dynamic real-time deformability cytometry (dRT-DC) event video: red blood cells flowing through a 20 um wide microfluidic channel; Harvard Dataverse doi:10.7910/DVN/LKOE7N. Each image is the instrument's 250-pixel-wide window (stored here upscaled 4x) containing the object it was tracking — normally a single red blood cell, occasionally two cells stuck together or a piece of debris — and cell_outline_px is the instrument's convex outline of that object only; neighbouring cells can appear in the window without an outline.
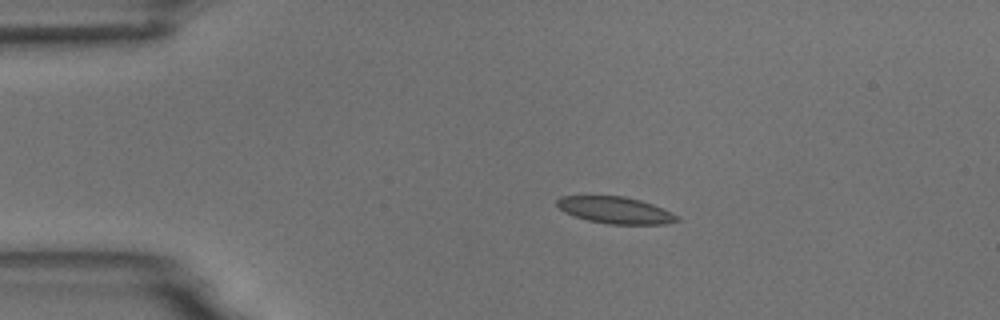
{"species": "common noctule bat (a hibernating species)", "species_latin": "Nyctalus noctula", "temperature_condition": "room temperature", "stored_images_in_passage": 9, "camera_frame_rate_fps": 3000, "um_per_image_px": 0.085, "animal": {"sex": "male", "body_mass_g": 18.8}, "frame": {"image": 1, "passage_image": 3, "time_ms": 2.333, "image_size_px": [1000, 320], "cell_outline_px": [[680, 220], [668, 224], [608, 224], [588, 220], [564, 212], [556, 204], [556, 200], [560, 196], [624, 196], [640, 200], [652, 204], [672, 212], [680, 216]], "centroid_in_image_um": [52.34, 17.87], "position_along_channel_um": 32.7, "area_um2": 18.73}}
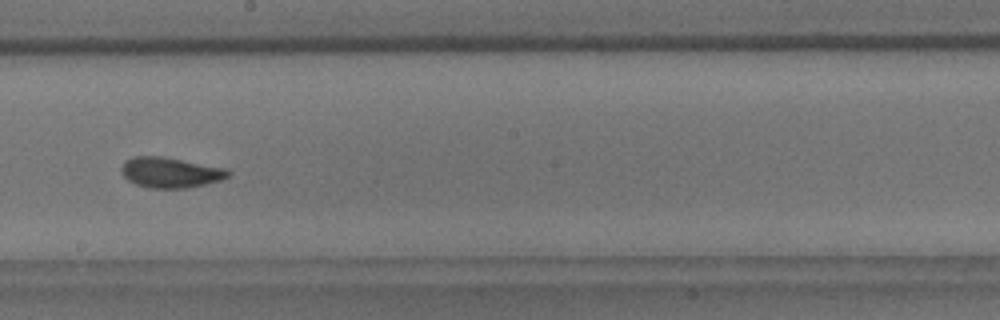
{"frame": {"image": 2, "passage_image": 9, "time_ms": 9.0, "image_size_px": [1000, 320], "cell_outline_px": [[232, 172], [228, 176], [220, 180], [204, 184], [184, 188], [152, 188], [136, 184], [128, 180], [124, 176], [120, 168], [132, 156], [160, 156], [228, 168]], "centroid_in_image_um": [14.51, 14.65], "position_along_channel_um": 233.7, "area_um2": 18.73}}